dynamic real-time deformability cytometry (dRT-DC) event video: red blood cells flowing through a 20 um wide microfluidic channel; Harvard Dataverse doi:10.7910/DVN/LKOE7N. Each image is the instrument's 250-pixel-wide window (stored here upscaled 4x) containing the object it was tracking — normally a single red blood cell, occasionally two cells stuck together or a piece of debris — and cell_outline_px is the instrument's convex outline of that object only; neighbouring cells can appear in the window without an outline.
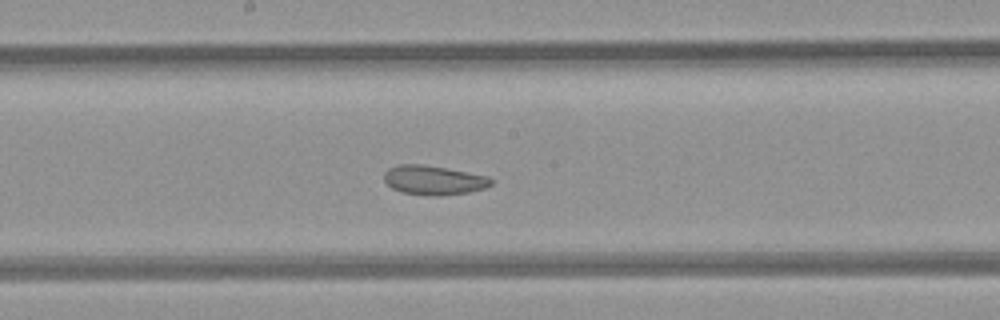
{"species": "common noctule bat (a hibernating species)", "species_latin": "Nyctalus noctula", "temperature_condition": "room temperature", "stored_images_in_passage": 35, "camera_frame_rate_fps": 3000, "um_per_image_px": 0.085, "animal": {"sex": "female", "body_mass_g": 21.9}, "frame": {"image": 1, "passage_image": 16, "time_ms": 5.0, "image_size_px": [1000, 320], "cell_outline_px": [[496, 180], [492, 184], [484, 188], [468, 192], [440, 196], [432, 196], [400, 192], [392, 188], [384, 180], [384, 172], [388, 168], [396, 164], [424, 164], [448, 168], [488, 176]], "centroid_in_image_um": [36.86, 15.3], "position_along_channel_um": 211.3, "area_um2": 18.55}}
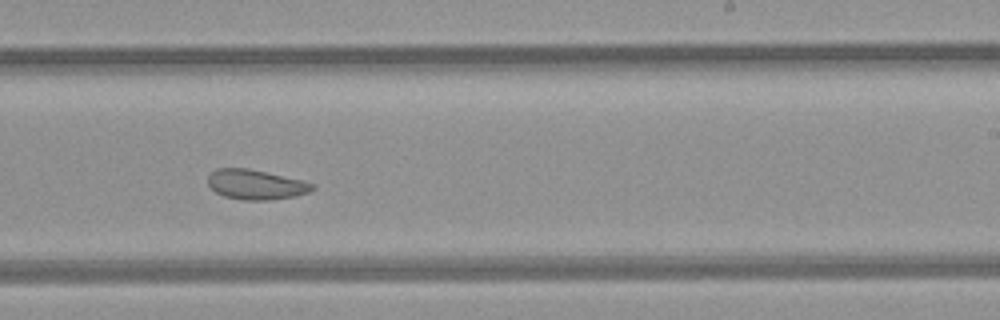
{"frame": {"image": 2, "passage_image": 20, "time_ms": 6.333, "image_size_px": [1000, 320], "cell_outline_px": [[316, 188], [308, 192], [296, 196], [272, 200], [244, 200], [224, 196], [216, 192], [208, 184], [208, 176], [216, 168], [248, 168], [300, 180], [316, 184]], "centroid_in_image_um": [21.75, 15.69], "position_along_channel_um": 267.2, "area_um2": 18.09}, "authors_computed_cell_mechanics": {"area_um2": 19.652, "velocity_mm_per_s": 4.2196, "shape_relaxation_time_tau1_ms": null, "shape_relaxation_time_tau2_ms": 2.5852, "deformation_change_tau1": null, "deformation_change_tau2": 0.0904}}